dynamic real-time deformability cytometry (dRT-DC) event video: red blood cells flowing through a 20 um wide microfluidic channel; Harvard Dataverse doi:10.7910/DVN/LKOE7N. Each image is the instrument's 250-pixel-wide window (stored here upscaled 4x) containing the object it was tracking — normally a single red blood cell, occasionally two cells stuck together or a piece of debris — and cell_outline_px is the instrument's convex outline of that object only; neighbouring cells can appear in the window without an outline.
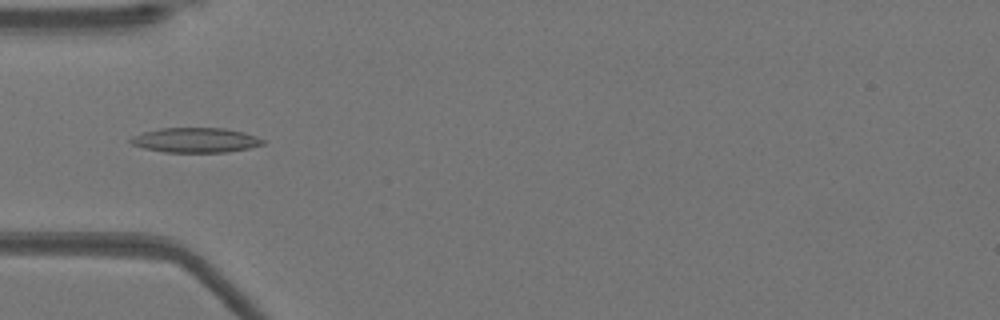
{"species": "Egyptian fruit bat (a non-hibernating species)", "species_latin": "Rousettus aegyptiacus", "temperature_condition": "warm", "stored_images_in_passage": 43, "camera_frame_rate_fps": 3000, "um_per_image_px": 0.085, "animal": {"sex": "female"}, "frame": {"image": 1, "passage_image": 8, "time_ms": 2.333, "image_size_px": [1000, 320], "cell_outline_px": [[264, 144], [248, 148], [228, 152], [164, 152], [144, 148], [132, 144], [128, 140], [132, 136], [144, 132], [160, 128], [224, 128], [244, 132], [256, 136], [264, 140]], "centroid_in_image_um": [16.62, 11.91], "position_along_channel_um": 68.4, "area_um2": 19.07}}
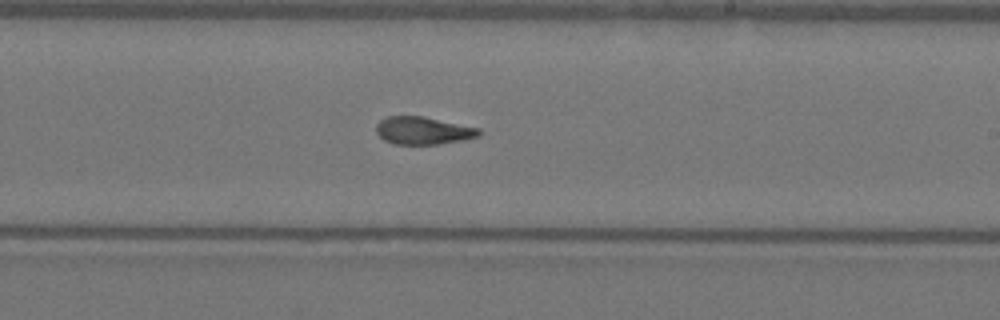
{"frame": {"image": 2, "passage_image": 22, "time_ms": 7.0, "image_size_px": [1000, 320], "cell_outline_px": [[480, 136], [440, 144], [392, 144], [384, 140], [376, 132], [376, 124], [380, 120], [388, 116], [420, 116], [480, 128]], "centroid_in_image_um": [35.93, 11.1], "position_along_channel_um": 253.1, "area_um2": 16.42}}
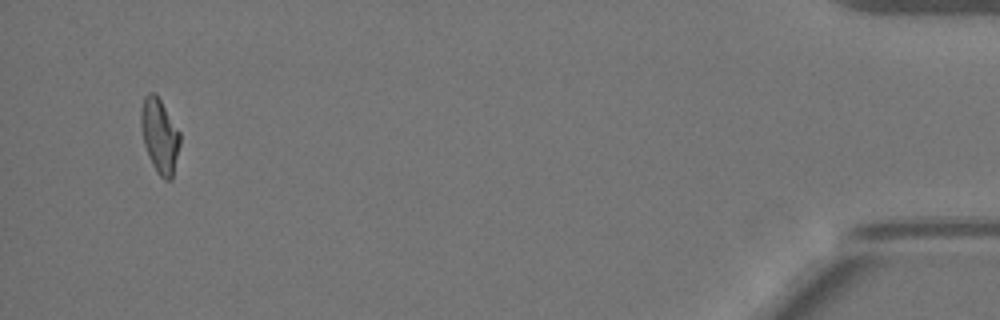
{"frame": {"image": 3, "passage_image": 41, "time_ms": 13.333, "image_size_px": [1000, 320], "cell_outline_px": [[180, 144], [172, 180], [164, 180], [156, 172], [148, 156], [144, 144], [140, 124], [140, 108], [144, 96], [148, 92], [156, 92], [180, 132]], "centroid_in_image_um": [13.56, 11.52], "position_along_channel_um": 421.6, "area_um2": 17.22}, "authors_computed_cell_mechanics": {"area_um2": 17.2244, "velocity_mm_per_s": 3.9408, "shape_relaxation_time_tau1_ms": null, "shape_relaxation_time_tau2_ms": 2.4929, "deformation_change_tau1": null, "deformation_change_tau2": 0.104}}